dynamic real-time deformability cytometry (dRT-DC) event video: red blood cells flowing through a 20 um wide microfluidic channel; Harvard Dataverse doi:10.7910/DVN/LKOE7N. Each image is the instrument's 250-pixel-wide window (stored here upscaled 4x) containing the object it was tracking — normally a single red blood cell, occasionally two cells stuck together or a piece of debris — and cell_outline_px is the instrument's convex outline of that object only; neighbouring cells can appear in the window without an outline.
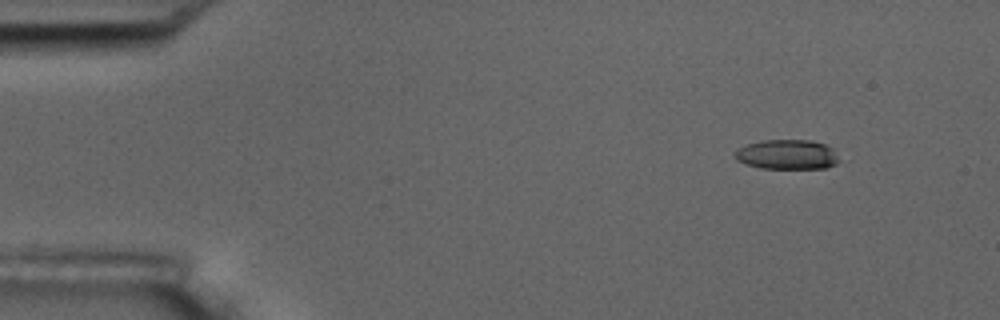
{"species": "common noctule bat (a hibernating species)", "species_latin": "Nyctalus noctula", "temperature_condition": "room temperature", "stored_images_in_passage": 6, "segment_of_instrument_passage": [2, 2], "camera_frame_rate_fps": 3000, "um_per_image_px": 0.085, "animal": {"sex": "male", "body_mass_g": 17.5, "forearm_length_mm": 52.3}, "frame": {"image": 1, "passage_image": 6, "time_ms": 1.667, "image_size_px": [1000, 320], "cell_outline_px": [[840, 160], [836, 164], [824, 168], [760, 168], [744, 164], [736, 160], [736, 148], [748, 144], [764, 140], [812, 140], [824, 144], [832, 148]], "centroid_in_image_um": [66.9, 13.13], "position_along_channel_um": 18.1, "area_um2": 18.03}}